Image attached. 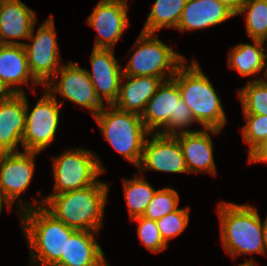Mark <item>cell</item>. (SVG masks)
Returning a JSON list of instances; mask_svg holds the SVG:
<instances>
[{
    "mask_svg": "<svg viewBox=\"0 0 267 266\" xmlns=\"http://www.w3.org/2000/svg\"><path fill=\"white\" fill-rule=\"evenodd\" d=\"M18 217L29 248L31 264L54 266L65 256L66 241L76 229L58 220L44 206L23 210Z\"/></svg>",
    "mask_w": 267,
    "mask_h": 266,
    "instance_id": "6da1fadb",
    "label": "cell"
},
{
    "mask_svg": "<svg viewBox=\"0 0 267 266\" xmlns=\"http://www.w3.org/2000/svg\"><path fill=\"white\" fill-rule=\"evenodd\" d=\"M109 183L100 181L82 189L52 195L44 207L68 227L99 232L110 191Z\"/></svg>",
    "mask_w": 267,
    "mask_h": 266,
    "instance_id": "7a4b0ae2",
    "label": "cell"
},
{
    "mask_svg": "<svg viewBox=\"0 0 267 266\" xmlns=\"http://www.w3.org/2000/svg\"><path fill=\"white\" fill-rule=\"evenodd\" d=\"M221 242L234 260L240 255H265L263 221L256 207L221 201L217 206Z\"/></svg>",
    "mask_w": 267,
    "mask_h": 266,
    "instance_id": "3957f363",
    "label": "cell"
},
{
    "mask_svg": "<svg viewBox=\"0 0 267 266\" xmlns=\"http://www.w3.org/2000/svg\"><path fill=\"white\" fill-rule=\"evenodd\" d=\"M187 65V59L178 67L173 78L177 81L181 97L190 108L197 123L204 129L221 130L227 123V117L209 78L201 70L195 58Z\"/></svg>",
    "mask_w": 267,
    "mask_h": 266,
    "instance_id": "277c9868",
    "label": "cell"
},
{
    "mask_svg": "<svg viewBox=\"0 0 267 266\" xmlns=\"http://www.w3.org/2000/svg\"><path fill=\"white\" fill-rule=\"evenodd\" d=\"M142 122L149 133L177 135L195 132L191 130L194 119L190 108L181 97L177 81L174 78L163 80L155 94L148 101L141 115Z\"/></svg>",
    "mask_w": 267,
    "mask_h": 266,
    "instance_id": "5b68a950",
    "label": "cell"
},
{
    "mask_svg": "<svg viewBox=\"0 0 267 266\" xmlns=\"http://www.w3.org/2000/svg\"><path fill=\"white\" fill-rule=\"evenodd\" d=\"M93 118L111 147L137 168L149 134L141 116L105 105Z\"/></svg>",
    "mask_w": 267,
    "mask_h": 266,
    "instance_id": "8992f818",
    "label": "cell"
},
{
    "mask_svg": "<svg viewBox=\"0 0 267 266\" xmlns=\"http://www.w3.org/2000/svg\"><path fill=\"white\" fill-rule=\"evenodd\" d=\"M134 51L122 67L123 74L129 76H154L167 80L173 78L185 56L158 38V33L140 32L133 47Z\"/></svg>",
    "mask_w": 267,
    "mask_h": 266,
    "instance_id": "52a82bcc",
    "label": "cell"
},
{
    "mask_svg": "<svg viewBox=\"0 0 267 266\" xmlns=\"http://www.w3.org/2000/svg\"><path fill=\"white\" fill-rule=\"evenodd\" d=\"M54 186L53 193L45 195L44 203L55 194L82 189L95 184L105 173L98 154L84 147L70 148L52 158Z\"/></svg>",
    "mask_w": 267,
    "mask_h": 266,
    "instance_id": "ba28073f",
    "label": "cell"
},
{
    "mask_svg": "<svg viewBox=\"0 0 267 266\" xmlns=\"http://www.w3.org/2000/svg\"><path fill=\"white\" fill-rule=\"evenodd\" d=\"M25 93L26 124L22 136L24 151L41 153L55 141L59 126L61 105L48 91L42 94L33 109Z\"/></svg>",
    "mask_w": 267,
    "mask_h": 266,
    "instance_id": "9c48e42d",
    "label": "cell"
},
{
    "mask_svg": "<svg viewBox=\"0 0 267 266\" xmlns=\"http://www.w3.org/2000/svg\"><path fill=\"white\" fill-rule=\"evenodd\" d=\"M37 154L39 152L20 151L4 153L0 157V190L11 206L17 203V214L23 210L44 205V200L35 198L31 204L20 197L32 181Z\"/></svg>",
    "mask_w": 267,
    "mask_h": 266,
    "instance_id": "30bf717a",
    "label": "cell"
},
{
    "mask_svg": "<svg viewBox=\"0 0 267 266\" xmlns=\"http://www.w3.org/2000/svg\"><path fill=\"white\" fill-rule=\"evenodd\" d=\"M54 24V16L52 14L39 26L36 32L34 24L27 39L31 43L28 42L23 45L27 54L30 72L43 87L62 66Z\"/></svg>",
    "mask_w": 267,
    "mask_h": 266,
    "instance_id": "8fae6325",
    "label": "cell"
},
{
    "mask_svg": "<svg viewBox=\"0 0 267 266\" xmlns=\"http://www.w3.org/2000/svg\"><path fill=\"white\" fill-rule=\"evenodd\" d=\"M44 90L54 98L59 94L63 99L84 107L93 117L105 106L95 92L87 69L73 61L62 64L59 71L44 85Z\"/></svg>",
    "mask_w": 267,
    "mask_h": 266,
    "instance_id": "7c38bea8",
    "label": "cell"
},
{
    "mask_svg": "<svg viewBox=\"0 0 267 266\" xmlns=\"http://www.w3.org/2000/svg\"><path fill=\"white\" fill-rule=\"evenodd\" d=\"M128 0H100L87 18L97 32L93 48L114 49L129 27Z\"/></svg>",
    "mask_w": 267,
    "mask_h": 266,
    "instance_id": "4fadbf2b",
    "label": "cell"
},
{
    "mask_svg": "<svg viewBox=\"0 0 267 266\" xmlns=\"http://www.w3.org/2000/svg\"><path fill=\"white\" fill-rule=\"evenodd\" d=\"M143 146L142 159L137 167L140 174L145 170L165 173H186L188 169L178 139L173 135L149 133Z\"/></svg>",
    "mask_w": 267,
    "mask_h": 266,
    "instance_id": "5bb4252c",
    "label": "cell"
},
{
    "mask_svg": "<svg viewBox=\"0 0 267 266\" xmlns=\"http://www.w3.org/2000/svg\"><path fill=\"white\" fill-rule=\"evenodd\" d=\"M90 62L92 71L87 70V73L98 98L103 104L106 100L108 105H113L123 76L122 66L115 57L114 49L92 48Z\"/></svg>",
    "mask_w": 267,
    "mask_h": 266,
    "instance_id": "9a60e30c",
    "label": "cell"
},
{
    "mask_svg": "<svg viewBox=\"0 0 267 266\" xmlns=\"http://www.w3.org/2000/svg\"><path fill=\"white\" fill-rule=\"evenodd\" d=\"M26 84L40 85L30 72L24 46L0 44V89L5 94H24Z\"/></svg>",
    "mask_w": 267,
    "mask_h": 266,
    "instance_id": "2e32d148",
    "label": "cell"
},
{
    "mask_svg": "<svg viewBox=\"0 0 267 266\" xmlns=\"http://www.w3.org/2000/svg\"><path fill=\"white\" fill-rule=\"evenodd\" d=\"M25 124V93L0 96V149L4 153L20 152Z\"/></svg>",
    "mask_w": 267,
    "mask_h": 266,
    "instance_id": "e0dca14e",
    "label": "cell"
},
{
    "mask_svg": "<svg viewBox=\"0 0 267 266\" xmlns=\"http://www.w3.org/2000/svg\"><path fill=\"white\" fill-rule=\"evenodd\" d=\"M219 135L221 130L200 129L195 132L174 135L182 148L188 172L210 173L217 176V166L213 156V142L211 134Z\"/></svg>",
    "mask_w": 267,
    "mask_h": 266,
    "instance_id": "ac0fdd59",
    "label": "cell"
},
{
    "mask_svg": "<svg viewBox=\"0 0 267 266\" xmlns=\"http://www.w3.org/2000/svg\"><path fill=\"white\" fill-rule=\"evenodd\" d=\"M235 16L236 11L221 0H187L175 30L197 31L222 24Z\"/></svg>",
    "mask_w": 267,
    "mask_h": 266,
    "instance_id": "d6986e66",
    "label": "cell"
},
{
    "mask_svg": "<svg viewBox=\"0 0 267 266\" xmlns=\"http://www.w3.org/2000/svg\"><path fill=\"white\" fill-rule=\"evenodd\" d=\"M37 15L21 0H0V44L24 45Z\"/></svg>",
    "mask_w": 267,
    "mask_h": 266,
    "instance_id": "ffe728a7",
    "label": "cell"
},
{
    "mask_svg": "<svg viewBox=\"0 0 267 266\" xmlns=\"http://www.w3.org/2000/svg\"><path fill=\"white\" fill-rule=\"evenodd\" d=\"M96 234L98 232L76 230L66 241L65 256L54 266H109Z\"/></svg>",
    "mask_w": 267,
    "mask_h": 266,
    "instance_id": "44dd1931",
    "label": "cell"
},
{
    "mask_svg": "<svg viewBox=\"0 0 267 266\" xmlns=\"http://www.w3.org/2000/svg\"><path fill=\"white\" fill-rule=\"evenodd\" d=\"M163 79L154 76H122L116 108L142 115L148 101L155 94Z\"/></svg>",
    "mask_w": 267,
    "mask_h": 266,
    "instance_id": "7402d4cb",
    "label": "cell"
},
{
    "mask_svg": "<svg viewBox=\"0 0 267 266\" xmlns=\"http://www.w3.org/2000/svg\"><path fill=\"white\" fill-rule=\"evenodd\" d=\"M252 42L236 44L227 55L228 66L243 77L255 76L267 67L266 41L253 39Z\"/></svg>",
    "mask_w": 267,
    "mask_h": 266,
    "instance_id": "603a6c76",
    "label": "cell"
},
{
    "mask_svg": "<svg viewBox=\"0 0 267 266\" xmlns=\"http://www.w3.org/2000/svg\"><path fill=\"white\" fill-rule=\"evenodd\" d=\"M187 0H155L142 32L158 33L159 30L176 29Z\"/></svg>",
    "mask_w": 267,
    "mask_h": 266,
    "instance_id": "cb8c5ba5",
    "label": "cell"
},
{
    "mask_svg": "<svg viewBox=\"0 0 267 266\" xmlns=\"http://www.w3.org/2000/svg\"><path fill=\"white\" fill-rule=\"evenodd\" d=\"M122 181L130 220L143 216L157 190L139 172L130 179L123 178Z\"/></svg>",
    "mask_w": 267,
    "mask_h": 266,
    "instance_id": "d4e9b609",
    "label": "cell"
},
{
    "mask_svg": "<svg viewBox=\"0 0 267 266\" xmlns=\"http://www.w3.org/2000/svg\"><path fill=\"white\" fill-rule=\"evenodd\" d=\"M245 14L247 35L267 42V0H244L236 15Z\"/></svg>",
    "mask_w": 267,
    "mask_h": 266,
    "instance_id": "484cf974",
    "label": "cell"
},
{
    "mask_svg": "<svg viewBox=\"0 0 267 266\" xmlns=\"http://www.w3.org/2000/svg\"><path fill=\"white\" fill-rule=\"evenodd\" d=\"M243 114L267 116V85L261 78H254L238 89Z\"/></svg>",
    "mask_w": 267,
    "mask_h": 266,
    "instance_id": "4316f807",
    "label": "cell"
},
{
    "mask_svg": "<svg viewBox=\"0 0 267 266\" xmlns=\"http://www.w3.org/2000/svg\"><path fill=\"white\" fill-rule=\"evenodd\" d=\"M179 203V194L172 186L157 189L143 217L149 220H159L165 215L177 210L179 208Z\"/></svg>",
    "mask_w": 267,
    "mask_h": 266,
    "instance_id": "83f0119b",
    "label": "cell"
},
{
    "mask_svg": "<svg viewBox=\"0 0 267 266\" xmlns=\"http://www.w3.org/2000/svg\"><path fill=\"white\" fill-rule=\"evenodd\" d=\"M190 207H180L164 217L156 220L159 232L168 245L170 239L180 235L188 226Z\"/></svg>",
    "mask_w": 267,
    "mask_h": 266,
    "instance_id": "f1b7e54d",
    "label": "cell"
},
{
    "mask_svg": "<svg viewBox=\"0 0 267 266\" xmlns=\"http://www.w3.org/2000/svg\"><path fill=\"white\" fill-rule=\"evenodd\" d=\"M246 124L241 129L248 155L267 138V116L243 114Z\"/></svg>",
    "mask_w": 267,
    "mask_h": 266,
    "instance_id": "f546056e",
    "label": "cell"
},
{
    "mask_svg": "<svg viewBox=\"0 0 267 266\" xmlns=\"http://www.w3.org/2000/svg\"><path fill=\"white\" fill-rule=\"evenodd\" d=\"M131 221L137 222L138 237L149 251L157 254L168 247L159 232L155 220H149L143 216H139L131 219Z\"/></svg>",
    "mask_w": 267,
    "mask_h": 266,
    "instance_id": "4dcf8cb0",
    "label": "cell"
},
{
    "mask_svg": "<svg viewBox=\"0 0 267 266\" xmlns=\"http://www.w3.org/2000/svg\"><path fill=\"white\" fill-rule=\"evenodd\" d=\"M248 162L251 164L256 162L267 163V138L248 155Z\"/></svg>",
    "mask_w": 267,
    "mask_h": 266,
    "instance_id": "1f68e13d",
    "label": "cell"
},
{
    "mask_svg": "<svg viewBox=\"0 0 267 266\" xmlns=\"http://www.w3.org/2000/svg\"><path fill=\"white\" fill-rule=\"evenodd\" d=\"M221 1L225 2L226 4L231 6L235 11H237L244 0H221Z\"/></svg>",
    "mask_w": 267,
    "mask_h": 266,
    "instance_id": "d6a6232c",
    "label": "cell"
},
{
    "mask_svg": "<svg viewBox=\"0 0 267 266\" xmlns=\"http://www.w3.org/2000/svg\"><path fill=\"white\" fill-rule=\"evenodd\" d=\"M263 240H264L265 255H266L267 254V215L263 221Z\"/></svg>",
    "mask_w": 267,
    "mask_h": 266,
    "instance_id": "836d02e7",
    "label": "cell"
},
{
    "mask_svg": "<svg viewBox=\"0 0 267 266\" xmlns=\"http://www.w3.org/2000/svg\"><path fill=\"white\" fill-rule=\"evenodd\" d=\"M3 204H5L8 208V210H10L12 208V206L10 205V203L4 198V196L2 195L1 193V190H0V216H1V213H2V209H3Z\"/></svg>",
    "mask_w": 267,
    "mask_h": 266,
    "instance_id": "e575fe53",
    "label": "cell"
},
{
    "mask_svg": "<svg viewBox=\"0 0 267 266\" xmlns=\"http://www.w3.org/2000/svg\"><path fill=\"white\" fill-rule=\"evenodd\" d=\"M254 258L251 256L248 260L243 263H240L238 266H255Z\"/></svg>",
    "mask_w": 267,
    "mask_h": 266,
    "instance_id": "d590c367",
    "label": "cell"
},
{
    "mask_svg": "<svg viewBox=\"0 0 267 266\" xmlns=\"http://www.w3.org/2000/svg\"><path fill=\"white\" fill-rule=\"evenodd\" d=\"M264 78L263 77H261V80L267 85V67H266V70H265V72H264Z\"/></svg>",
    "mask_w": 267,
    "mask_h": 266,
    "instance_id": "8d00e7d4",
    "label": "cell"
},
{
    "mask_svg": "<svg viewBox=\"0 0 267 266\" xmlns=\"http://www.w3.org/2000/svg\"><path fill=\"white\" fill-rule=\"evenodd\" d=\"M5 93L0 89V96L4 95Z\"/></svg>",
    "mask_w": 267,
    "mask_h": 266,
    "instance_id": "74e56055",
    "label": "cell"
},
{
    "mask_svg": "<svg viewBox=\"0 0 267 266\" xmlns=\"http://www.w3.org/2000/svg\"><path fill=\"white\" fill-rule=\"evenodd\" d=\"M4 154V152L0 149V157Z\"/></svg>",
    "mask_w": 267,
    "mask_h": 266,
    "instance_id": "f35d334b",
    "label": "cell"
}]
</instances>
